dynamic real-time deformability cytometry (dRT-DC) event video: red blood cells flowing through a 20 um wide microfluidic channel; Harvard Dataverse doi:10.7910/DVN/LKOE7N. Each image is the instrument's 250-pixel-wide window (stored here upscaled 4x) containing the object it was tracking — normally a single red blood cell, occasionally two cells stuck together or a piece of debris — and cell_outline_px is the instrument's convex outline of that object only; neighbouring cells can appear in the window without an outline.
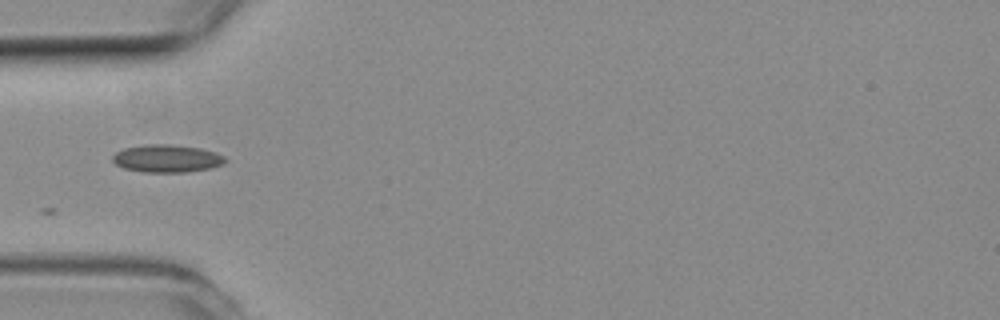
{"species": "common noctule bat (a hibernating species)", "species_latin": "Nyctalus noctula", "temperature_condition": "room temperature", "stored_images_in_passage": 18, "camera_frame_rate_fps": 3000, "um_per_image_px": 0.085, "animal": {"sex": "female", "body_mass_g": 19.3, "forearm_length_mm": 54.1}, "frame": {"image": 1, "passage_image": 1, "time_ms": 0.0, "image_size_px": [1000, 320], "cell_outline_px": [[228, 160], [224, 164], [212, 168], [188, 172], [144, 172], [124, 168], [116, 164], [112, 160], [112, 156], [116, 152], [124, 148], [148, 144], [168, 144], [200, 148], [216, 152], [224, 156]], "centroid_in_image_um": [14.22, 13.47], "position_along_channel_um": 70.8, "area_um2": 18.26}}
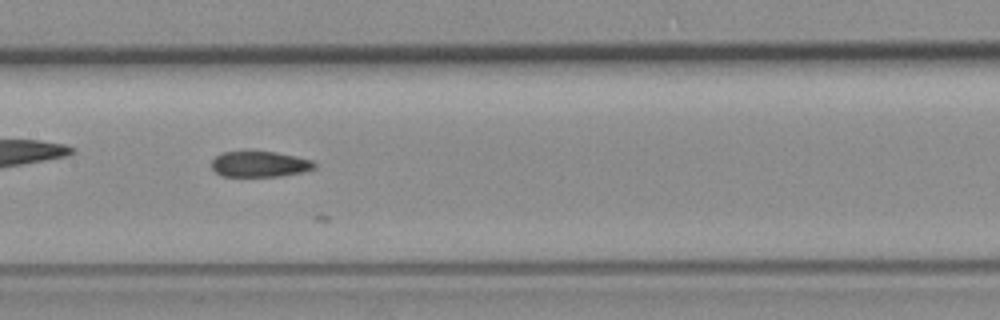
{"frame": {"image": 2, "passage_image": 10, "time_ms": 3.0, "image_size_px": [1000, 320], "cell_outline_px": [[316, 168], [304, 172], [280, 176], [220, 176], [212, 168], [212, 160], [220, 152], [276, 152], [296, 156], [312, 160], [316, 164]], "centroid_in_image_um": [22.09, 13.96], "position_along_channel_um": 185.3, "area_um2": 15.43}}
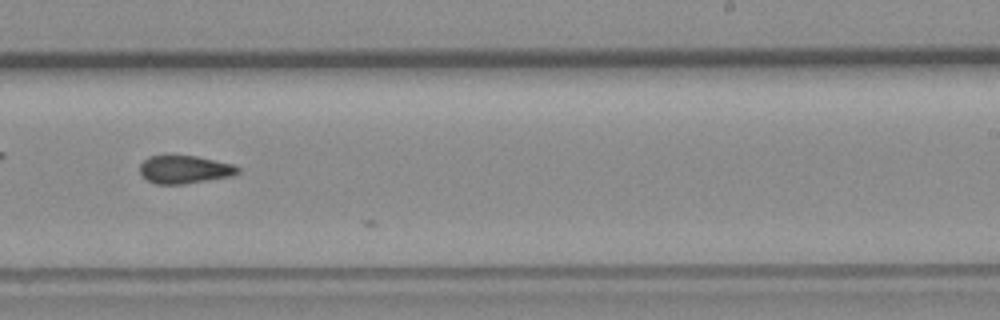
{"frame": {"image": 3, "passage_image": 17, "time_ms": 5.333, "image_size_px": [1000, 320], "cell_outline_px": [[240, 172], [232, 176], [184, 184], [156, 184], [148, 180], [140, 172], [140, 164], [144, 160], [152, 156], [196, 156], [232, 164], [240, 168]], "centroid_in_image_um": [15.71, 14.41], "position_along_channel_um": 273.3, "area_um2": 15.78}}